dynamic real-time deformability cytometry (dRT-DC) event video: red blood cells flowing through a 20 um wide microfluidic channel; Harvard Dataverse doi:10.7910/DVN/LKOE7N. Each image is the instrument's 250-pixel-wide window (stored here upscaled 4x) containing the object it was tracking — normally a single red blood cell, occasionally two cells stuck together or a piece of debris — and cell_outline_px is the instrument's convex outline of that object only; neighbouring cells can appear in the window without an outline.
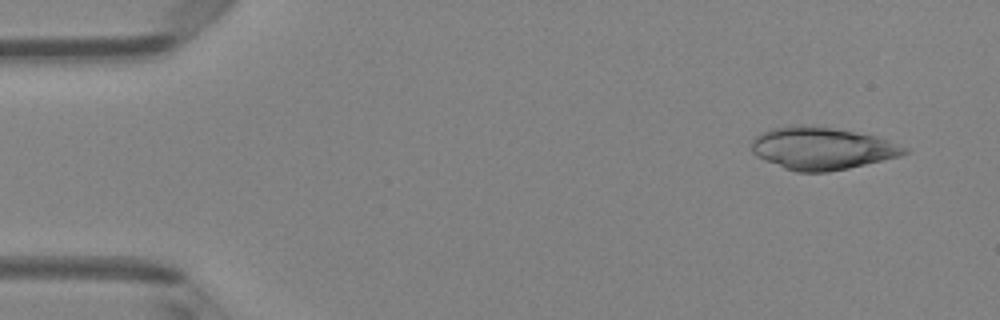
{"species": "Egyptian fruit bat (a non-hibernating species)", "species_latin": "Rousettus aegyptiacus", "temperature_condition": "room temperature", "stored_images_in_passage": 3, "camera_frame_rate_fps": 3000, "um_per_image_px": 0.085, "animal": {"sex": "female"}, "frame": {"image": 1, "passage_image": 1, "time_ms": 0.0, "image_size_px": [1000, 320], "cell_outline_px": [[908, 152], [900, 156], [848, 168], [828, 172], [796, 172], [784, 168], [764, 160], [756, 156], [752, 152], [752, 136], [760, 132], [772, 128], [832, 128], [876, 136], [888, 140], [908, 148]], "centroid_in_image_um": [69.85, 12.65], "position_along_channel_um": 15.1, "area_um2": 36.88}}